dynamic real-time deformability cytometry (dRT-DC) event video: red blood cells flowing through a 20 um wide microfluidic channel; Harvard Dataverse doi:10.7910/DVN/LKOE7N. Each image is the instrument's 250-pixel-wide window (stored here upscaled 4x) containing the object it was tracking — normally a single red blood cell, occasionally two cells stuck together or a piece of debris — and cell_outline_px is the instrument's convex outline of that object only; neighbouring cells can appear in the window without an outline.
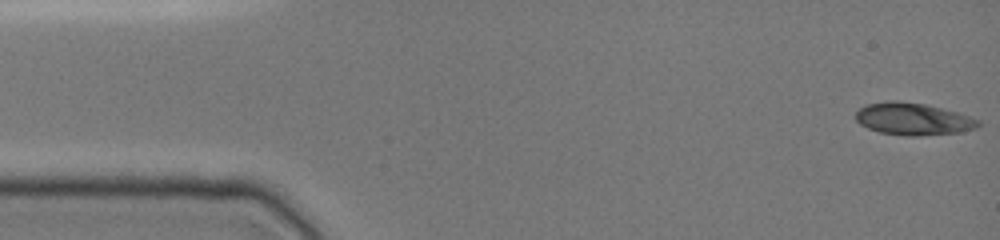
{"species": "common noctule bat (a hibernating species)", "species_latin": "Nyctalus noctula", "temperature_condition": "cold", "stored_images_in_passage": 48, "camera_frame_rate_fps": 3000, "um_per_image_px": 0.085, "animal": {"sex": "female", "body_mass_g": 19.0, "forearm_length_mm": 51.5}, "frame": {"image": 1, "passage_image": 1, "time_ms": 0.0, "image_size_px": [1000, 240], "cell_outline_px": [[980, 124], [976, 128], [960, 132], [916, 136], [904, 136], [880, 132], [868, 128], [860, 124], [856, 120], [856, 112], [864, 104], [888, 100], [896, 100], [924, 104], [956, 112], [980, 120]], "centroid_in_image_um": [77.57, 10.11], "position_along_channel_um": 7.4, "area_um2": 22.95}}
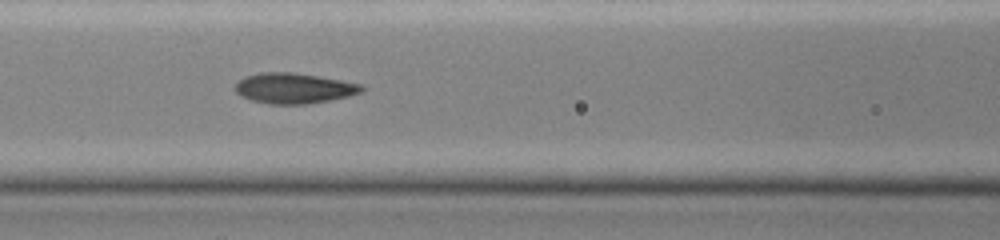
{"frame": {"image": 2, "passage_image": 20, "time_ms": 6.333, "image_size_px": [1000, 240], "cell_outline_px": [[364, 88], [360, 92], [348, 96], [308, 104], [268, 104], [252, 100], [240, 96], [236, 92], [236, 84], [244, 76], [260, 72], [292, 72], [364, 84]], "centroid_in_image_um": [24.96, 7.5], "position_along_channel_um": 141.6, "area_um2": 22.31}}
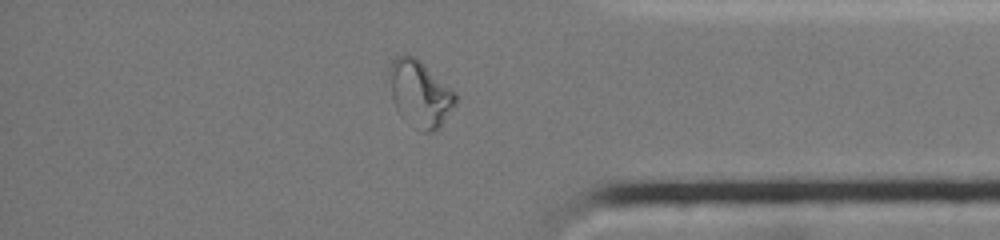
{"frame": {"image": 3, "passage_image": 40, "time_ms": 13.0, "image_size_px": [1000, 240], "cell_outline_px": [[456, 104], [440, 128], [432, 132], [420, 132], [400, 116], [392, 100], [388, 72], [388, 68], [396, 52], [408, 52], [416, 56], [456, 92]], "centroid_in_image_um": [35.66, 7.91], "position_along_channel_um": 399.5, "area_um2": 26.53}}